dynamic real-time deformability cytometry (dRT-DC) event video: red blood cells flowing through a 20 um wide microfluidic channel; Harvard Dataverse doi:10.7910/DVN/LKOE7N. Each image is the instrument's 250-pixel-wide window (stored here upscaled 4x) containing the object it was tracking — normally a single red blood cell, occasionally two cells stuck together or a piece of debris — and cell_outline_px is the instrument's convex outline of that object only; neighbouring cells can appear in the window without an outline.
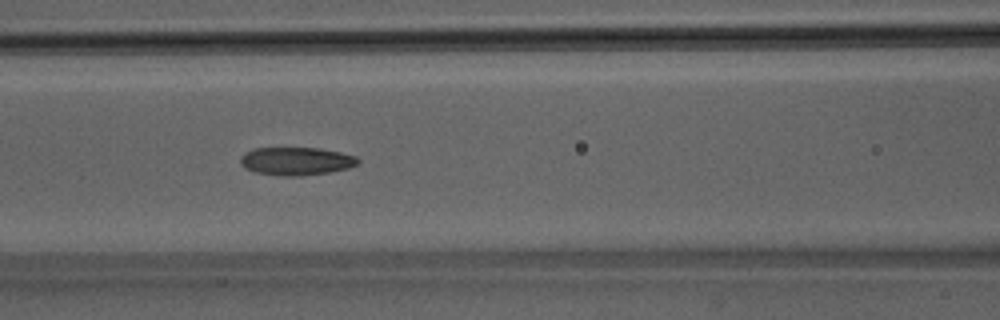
{"species": "Egyptian fruit bat (a non-hibernating species)", "species_latin": "Rousettus aegyptiacus", "temperature_condition": "room temperature", "stored_images_in_passage": 50, "camera_frame_rate_fps": 3000, "um_per_image_px": 0.085, "animal": {"sex": "male"}, "frame": {"image": 1, "passage_image": 22, "time_ms": 7.0, "image_size_px": [1000, 320], "cell_outline_px": [[360, 160], [356, 164], [348, 168], [328, 172], [300, 176], [280, 176], [252, 172], [244, 168], [240, 164], [240, 156], [244, 152], [252, 148], [320, 148], [340, 152], [356, 156]], "centroid_in_image_um": [25.11, 13.7], "position_along_channel_um": 141.5, "area_um2": 19.42}}
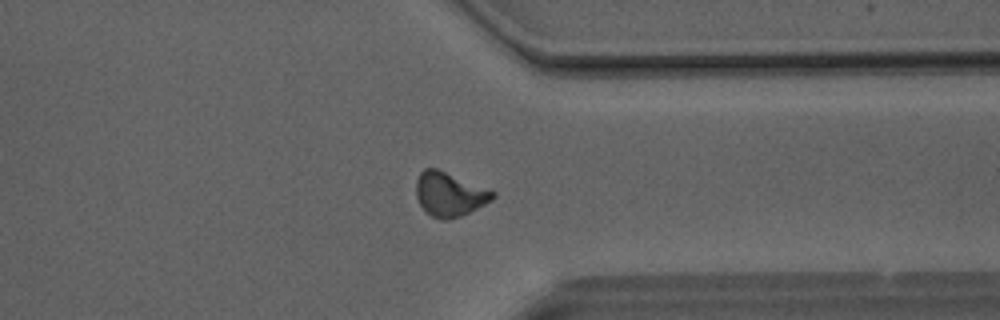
{"frame": {"image": 2, "passage_image": 39, "time_ms": 12.667, "image_size_px": [1000, 320], "cell_outline_px": [[496, 196], [492, 200], [460, 216], [448, 220], [440, 220], [432, 216], [420, 204], [416, 196], [416, 180], [420, 172], [424, 168], [436, 168], [496, 192]], "centroid_in_image_um": [38.19, 16.51], "position_along_channel_um": 373.2, "area_um2": 19.42}}
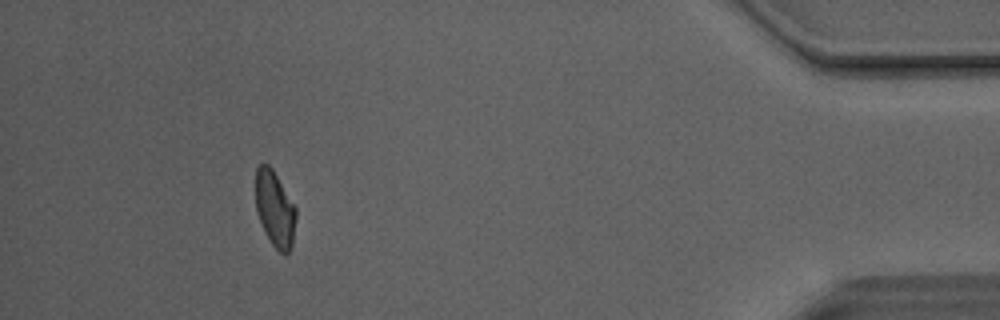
{"frame": {"image": 3, "passage_image": 46, "time_ms": 15.0, "image_size_px": [1000, 320], "cell_outline_px": [[296, 216], [292, 248], [284, 256], [272, 244], [256, 212], [256, 168], [260, 164], [268, 164], [272, 168], [296, 208]], "centroid_in_image_um": [23.37, 17.76], "position_along_channel_um": 411.8, "area_um2": 17.63}, "authors_computed_cell_mechanics": {"area_um2": 19.3052, "velocity_mm_per_s": 4.1328, "shape_relaxation_time_tau1_ms": 10.5867, "shape_relaxation_time_tau2_ms": 2.3958, "deformation_change_tau1": 0.2511, "deformation_change_tau2": 0.0993}}